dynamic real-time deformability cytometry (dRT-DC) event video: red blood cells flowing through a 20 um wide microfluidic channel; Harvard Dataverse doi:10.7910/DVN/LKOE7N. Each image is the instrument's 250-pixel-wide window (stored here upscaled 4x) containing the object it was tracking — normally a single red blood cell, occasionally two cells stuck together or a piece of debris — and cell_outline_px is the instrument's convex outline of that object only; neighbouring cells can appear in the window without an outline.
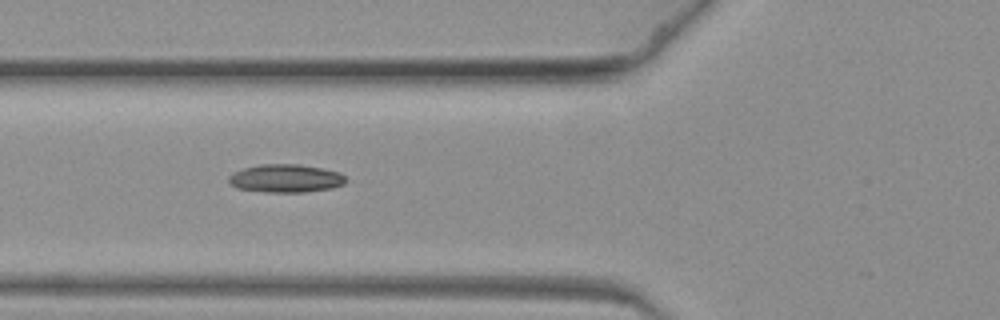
{"species": "common noctule bat (a hibernating species)", "species_latin": "Nyctalus noctula", "temperature_condition": "warm", "stored_images_in_passage": 18, "camera_frame_rate_fps": 3000, "um_per_image_px": 0.085, "animal": {"sex": "female", "body_mass_g": 19.3, "forearm_length_mm": 54.1}, "frame": {"image": 1, "passage_image": 8, "time_ms": 2.333, "image_size_px": [1000, 320], "cell_outline_px": [[348, 180], [344, 184], [332, 188], [304, 192], [264, 192], [236, 188], [228, 180], [228, 176], [232, 172], [244, 168], [260, 164], [300, 164], [340, 172]], "centroid_in_image_um": [24.28, 15.16], "position_along_channel_um": 101.5, "area_um2": 19.31}}
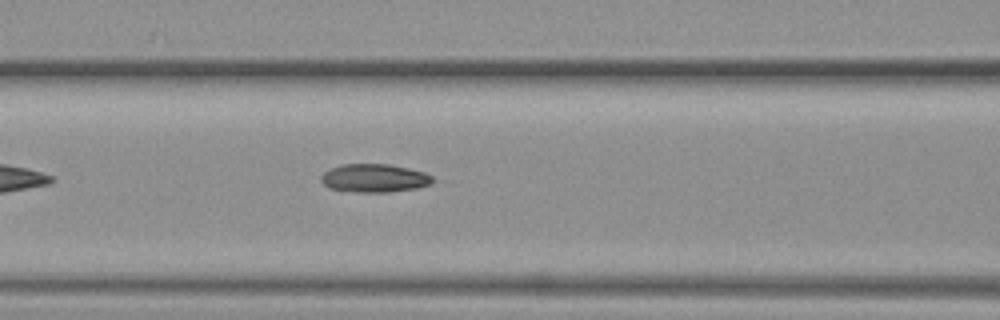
{"frame": {"image": 2, "passage_image": 11, "time_ms": 3.333, "image_size_px": [1000, 320], "cell_outline_px": [[444, 180], [432, 184], [416, 188], [388, 192], [356, 192], [328, 188], [320, 180], [320, 176], [324, 172], [340, 164], [388, 164], [408, 168], [424, 172]], "centroid_in_image_um": [31.91, 15.14], "position_along_channel_um": 134.7, "area_um2": 18.79}}
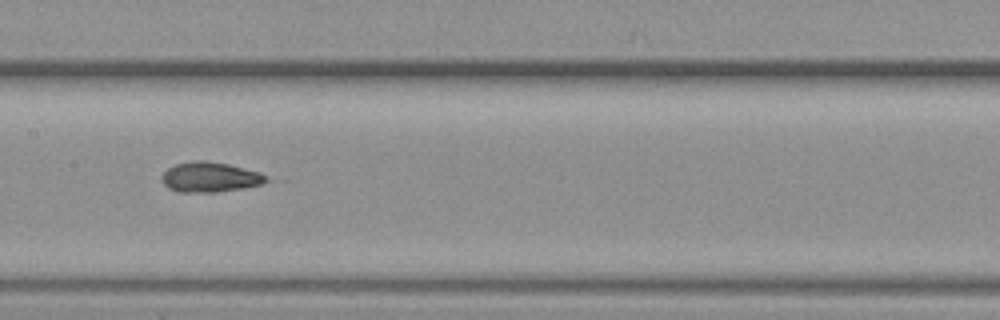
{"frame": {"image": 3, "passage_image": 16, "time_ms": 5.0, "image_size_px": [1000, 320], "cell_outline_px": [[268, 180], [260, 184], [244, 188], [216, 192], [176, 192], [168, 188], [164, 184], [160, 176], [168, 168], [176, 164], [192, 160], [204, 160], [228, 164], [260, 172]], "centroid_in_image_um": [17.8, 15.05], "position_along_channel_um": 189.6, "area_um2": 18.26}}